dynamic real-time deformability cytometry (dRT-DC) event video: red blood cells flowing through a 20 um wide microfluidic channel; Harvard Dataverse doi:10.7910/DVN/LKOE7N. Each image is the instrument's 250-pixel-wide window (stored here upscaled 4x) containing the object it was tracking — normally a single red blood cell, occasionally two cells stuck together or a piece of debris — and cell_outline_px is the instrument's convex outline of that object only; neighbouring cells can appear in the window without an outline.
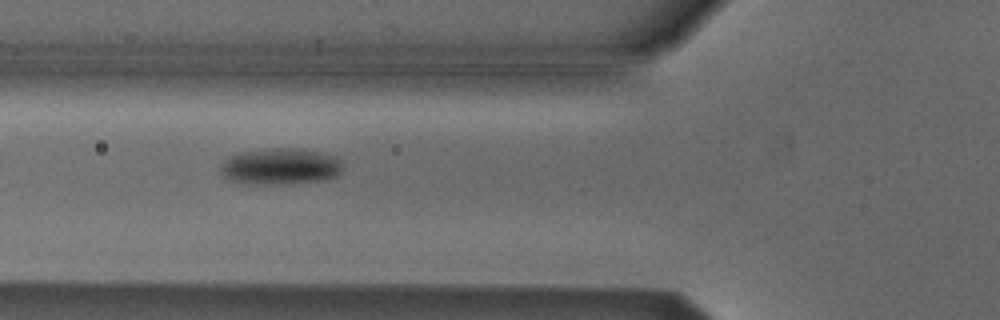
{"species": "Egyptian fruit bat (a non-hibernating species)", "species_latin": "Rousettus aegyptiacus", "temperature_condition": "cold", "stored_images_in_passage": 30, "camera_frame_rate_fps": 3000, "um_per_image_px": 0.085, "animal": {"sex": "male"}, "frame": {"image": 1, "passage_image": 3, "time_ms": 0.667, "image_size_px": [1000, 320], "cell_outline_px": [[340, 172], [336, 176], [324, 180], [232, 180], [224, 176], [220, 172], [220, 164], [228, 156], [240, 152], [272, 148], [292, 148], [320, 152], [336, 156], [340, 160]], "centroid_in_image_um": [23.84, 14.04], "position_along_channel_um": 102.0, "area_um2": 24.04}}
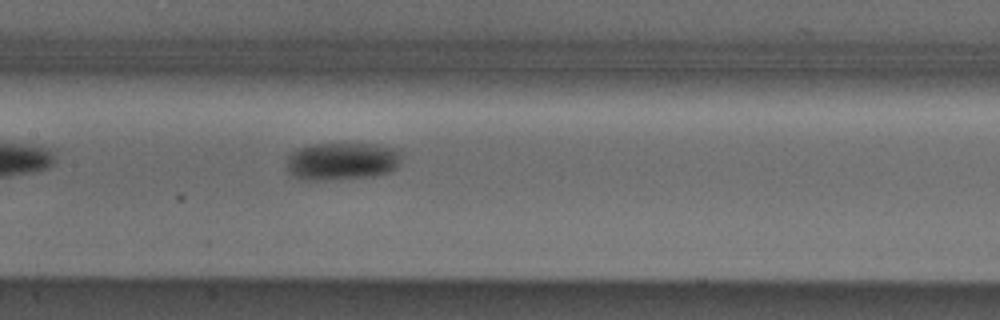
{"frame": {"image": 2, "passage_image": 9, "time_ms": 2.667, "image_size_px": [1000, 320], "cell_outline_px": [[404, 152], [400, 164], [396, 168], [388, 172], [372, 176], [328, 180], [300, 180], [292, 176], [288, 172], [288, 156], [292, 152], [308, 144], [376, 144], [396, 148]], "centroid_in_image_um": [29.1, 13.7], "position_along_channel_um": 178.3, "area_um2": 25.55}}
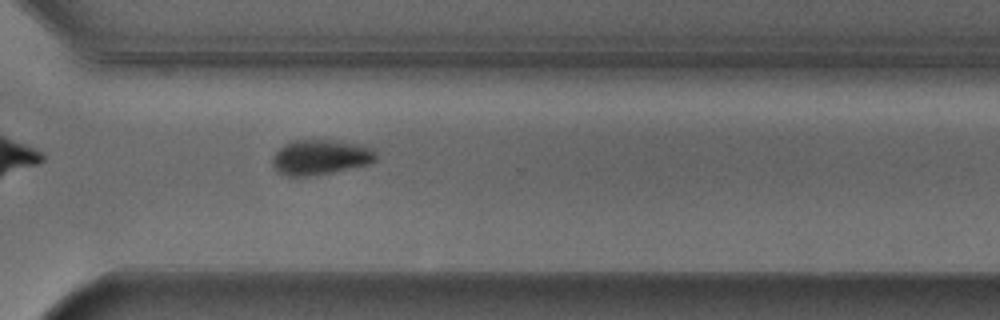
{"frame": {"image": 3, "passage_image": 22, "time_ms": 7.0, "image_size_px": [1000, 320], "cell_outline_px": [[376, 160], [368, 164], [332, 172], [308, 176], [288, 176], [280, 172], [272, 164], [272, 156], [284, 144], [292, 140], [340, 140], [360, 144], [372, 148], [376, 152]], "centroid_in_image_um": [27.25, 13.34], "position_along_channel_um": 343.3, "area_um2": 21.15}}